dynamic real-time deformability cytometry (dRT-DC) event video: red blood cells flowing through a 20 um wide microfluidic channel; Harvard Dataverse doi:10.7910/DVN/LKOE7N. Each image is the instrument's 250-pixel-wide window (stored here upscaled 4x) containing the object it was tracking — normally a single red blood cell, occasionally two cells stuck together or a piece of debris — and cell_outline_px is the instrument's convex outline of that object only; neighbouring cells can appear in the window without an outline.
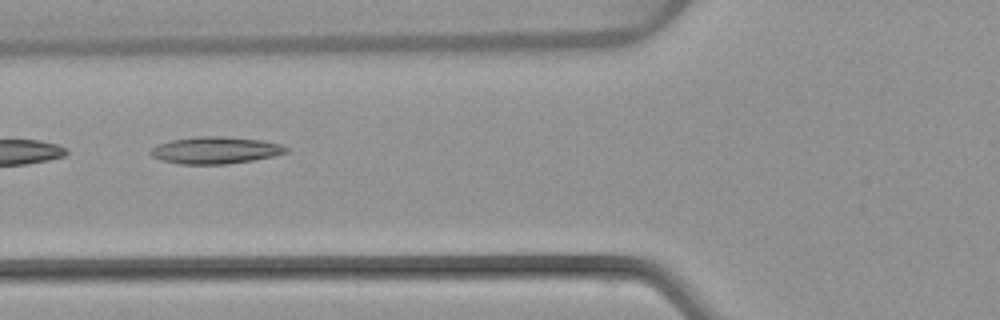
{"species": "common noctule bat (a hibernating species)", "species_latin": "Nyctalus noctula", "temperature_condition": "warm", "stored_images_in_passage": 6, "camera_frame_rate_fps": 3000, "um_per_image_px": 0.085, "animal": {"sex": "female", "body_mass_g": 22.7, "forearm_length_mm": 54.2}, "frame": {"image": 1, "passage_image": 6, "time_ms": 6.0, "image_size_px": [1000, 320], "cell_outline_px": [[288, 152], [272, 156], [252, 160], [228, 164], [180, 164], [160, 160], [152, 156], [148, 152], [152, 148], [160, 144], [172, 140], [196, 136], [220, 136], [264, 140], [280, 144], [288, 148]], "centroid_in_image_um": [18.3, 12.77], "position_along_channel_um": 107.5, "area_um2": 21.27}}